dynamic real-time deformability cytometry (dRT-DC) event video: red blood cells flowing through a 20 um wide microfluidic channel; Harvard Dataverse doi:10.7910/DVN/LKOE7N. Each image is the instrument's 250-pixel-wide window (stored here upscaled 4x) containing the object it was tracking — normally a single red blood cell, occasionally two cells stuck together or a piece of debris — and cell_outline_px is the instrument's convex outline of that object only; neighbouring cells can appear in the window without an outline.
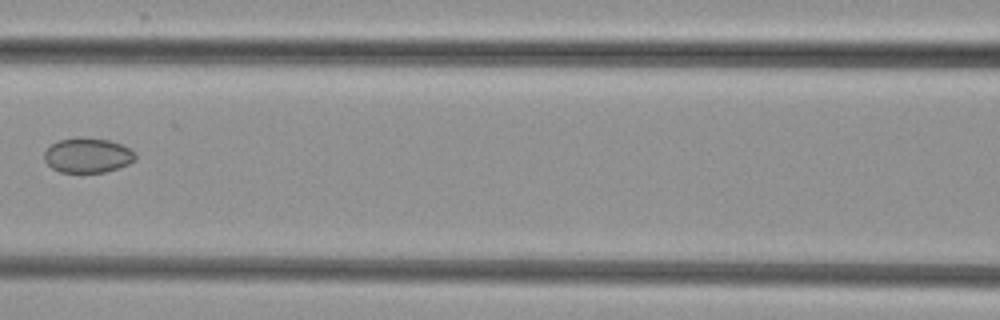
{"species": "common noctule bat (a hibernating species)", "species_latin": "Nyctalus noctula", "temperature_condition": "cold", "stored_images_in_passage": 7, "segment_of_instrument_passage": [2, 2], "camera_frame_rate_fps": 3000, "um_per_image_px": 0.085, "animal": {"sex": "female", "body_mass_g": 29.2, "forearm_length_mm": 56.3}, "frame": {"image": 1, "passage_image": 7, "time_ms": 7.0, "image_size_px": [1000, 320], "cell_outline_px": [[136, 160], [128, 164], [104, 172], [60, 172], [52, 168], [44, 160], [44, 152], [52, 144], [60, 140], [76, 136], [80, 136], [108, 140], [120, 144], [136, 152]], "centroid_in_image_um": [7.44, 13.19], "position_along_channel_um": 159.2, "area_um2": 18.5}}